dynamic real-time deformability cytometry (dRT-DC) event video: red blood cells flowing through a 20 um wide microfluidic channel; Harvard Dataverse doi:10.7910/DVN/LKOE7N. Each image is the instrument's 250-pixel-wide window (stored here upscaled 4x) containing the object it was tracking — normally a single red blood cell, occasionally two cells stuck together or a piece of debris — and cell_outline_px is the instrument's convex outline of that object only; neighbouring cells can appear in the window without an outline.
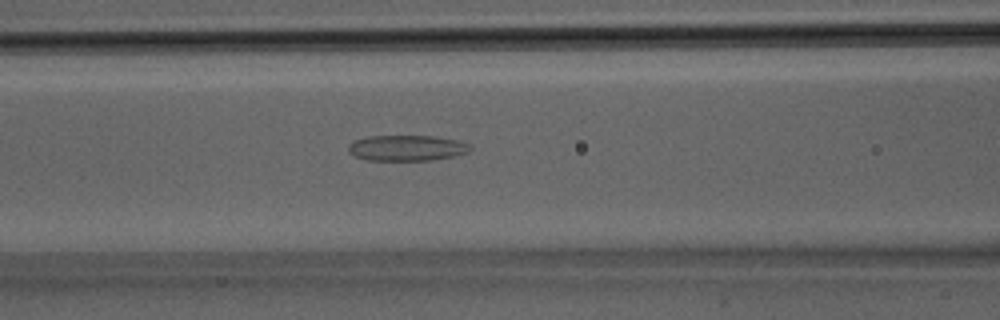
{"species": "Egyptian fruit bat (a non-hibernating species)", "species_latin": "Rousettus aegyptiacus", "temperature_condition": "room temperature", "stored_images_in_passage": 34, "segment_of_instrument_passage": [1, 2], "camera_frame_rate_fps": 3000, "um_per_image_px": 0.085, "animal": {"sex": "male"}, "frame": {"image": 1, "passage_image": 14, "time_ms": 4.333, "image_size_px": [1000, 320], "cell_outline_px": [[472, 148], [468, 152], [452, 156], [428, 160], [368, 160], [356, 156], [348, 152], [348, 144], [352, 140], [368, 136], [432, 136], [456, 140], [472, 144]], "centroid_in_image_um": [34.55, 12.57], "position_along_channel_um": 132.0, "area_um2": 18.21}}
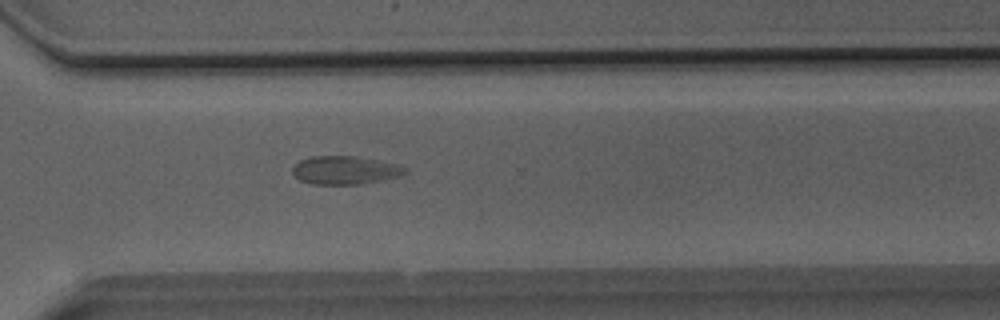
{"frame": {"image": 2, "passage_image": 24, "time_ms": 7.667, "image_size_px": [1000, 320], "cell_outline_px": [[408, 172], [404, 176], [360, 184], [312, 184], [300, 180], [292, 172], [292, 168], [300, 160], [312, 156], [356, 156], [400, 164], [408, 168]], "centroid_in_image_um": [29.41, 14.46], "position_along_channel_um": 341.2, "area_um2": 18.79}}
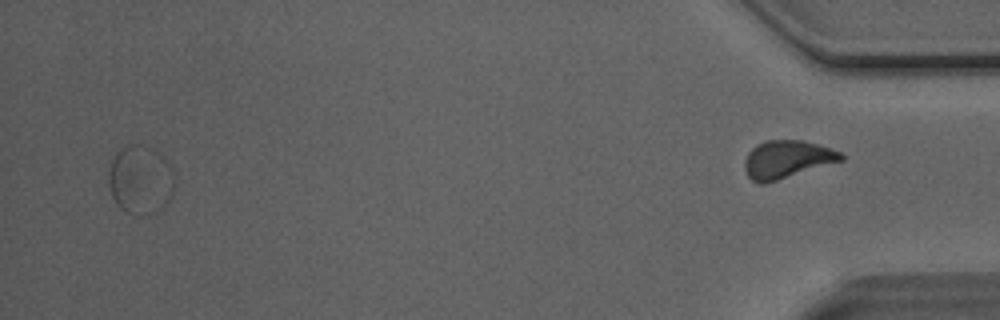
{"frame": {"image": 3, "passage_image": 32, "time_ms": 10.333, "image_size_px": [1000, 320], "cell_outline_px": [[176, 180], [172, 192], [168, 200], [152, 212], [144, 216], [140, 216], [148, 148], [156, 148], [168, 160], [172, 168]], "centroid_in_image_um": [13.32, 15.46], "position_along_channel_um": 421.9, "area_um2": 11.27}}